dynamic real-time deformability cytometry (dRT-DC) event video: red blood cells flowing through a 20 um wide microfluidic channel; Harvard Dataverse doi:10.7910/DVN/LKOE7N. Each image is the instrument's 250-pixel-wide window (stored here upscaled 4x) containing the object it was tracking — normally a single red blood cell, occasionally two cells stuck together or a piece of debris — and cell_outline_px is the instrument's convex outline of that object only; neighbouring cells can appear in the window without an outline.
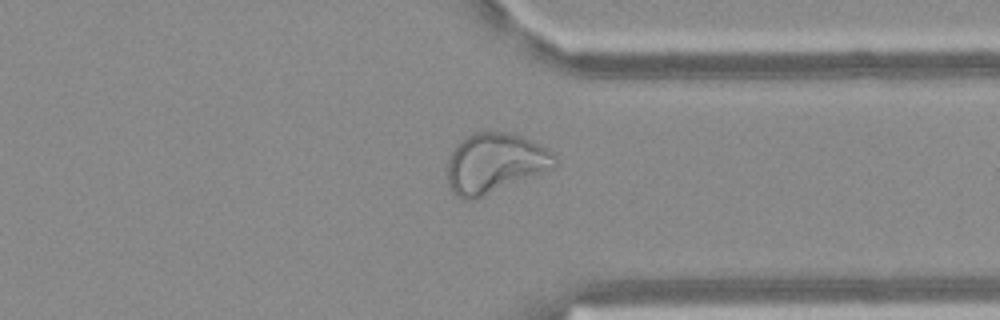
{"species": "Egyptian fruit bat (a non-hibernating species)", "species_latin": "Rousettus aegyptiacus", "temperature_condition": "warm", "stored_images_in_passage": 52, "camera_frame_rate_fps": 3000, "um_per_image_px": 0.085, "frame": {"image": 1, "passage_image": 40, "time_ms": 13.0, "image_size_px": [1000, 320], "cell_outline_px": [[556, 168], [472, 200], [464, 200], [456, 196], [452, 192], [448, 184], [448, 160], [456, 144], [468, 136], [476, 132], [508, 132], [520, 136], [540, 144], [552, 152], [556, 156]], "centroid_in_image_um": [42.07, 13.87], "position_along_channel_um": 369.3, "area_um2": 37.4}}
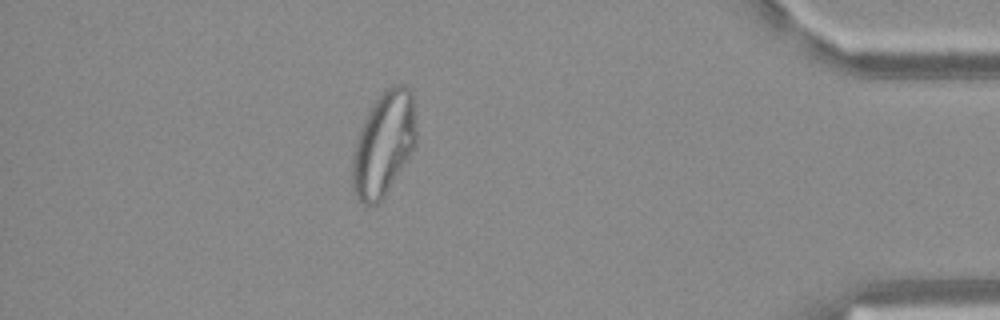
{"frame": {"image": 2, "passage_image": 46, "time_ms": 15.0, "image_size_px": [1000, 320], "cell_outline_px": [[416, 148], [384, 196], [376, 204], [364, 204], [356, 196], [352, 188], [352, 156], [356, 140], [360, 128], [372, 104], [392, 84], [404, 84], [412, 88], [416, 124]], "centroid_in_image_um": [32.64, 12.21], "position_along_channel_um": 402.6, "area_um2": 39.02}}